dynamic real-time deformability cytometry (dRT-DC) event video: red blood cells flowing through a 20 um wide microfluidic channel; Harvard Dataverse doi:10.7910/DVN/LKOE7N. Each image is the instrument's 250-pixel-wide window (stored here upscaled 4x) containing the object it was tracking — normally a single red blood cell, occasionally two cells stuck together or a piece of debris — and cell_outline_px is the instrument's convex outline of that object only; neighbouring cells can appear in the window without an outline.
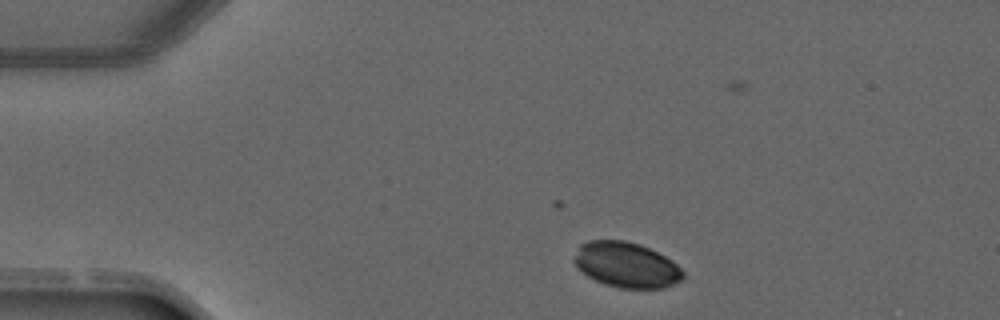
{"species": "common noctule bat (a hibernating species)", "species_latin": "Nyctalus noctula", "temperature_condition": "warm", "stored_images_in_passage": 4, "camera_frame_rate_fps": 3000, "um_per_image_px": 0.085, "animal": {"sex": "male", "forearm_length_mm": 52.5}, "frame": {"image": 1, "passage_image": 2, "time_ms": 1.0, "image_size_px": [1000, 320], "cell_outline_px": [[684, 276], [680, 280], [664, 288], [620, 288], [604, 284], [580, 272], [572, 260], [580, 244], [588, 240], [624, 240], [640, 244], [672, 260], [684, 272]], "centroid_in_image_um": [53.2, 22.51], "position_along_channel_um": 31.8, "area_um2": 28.78}}